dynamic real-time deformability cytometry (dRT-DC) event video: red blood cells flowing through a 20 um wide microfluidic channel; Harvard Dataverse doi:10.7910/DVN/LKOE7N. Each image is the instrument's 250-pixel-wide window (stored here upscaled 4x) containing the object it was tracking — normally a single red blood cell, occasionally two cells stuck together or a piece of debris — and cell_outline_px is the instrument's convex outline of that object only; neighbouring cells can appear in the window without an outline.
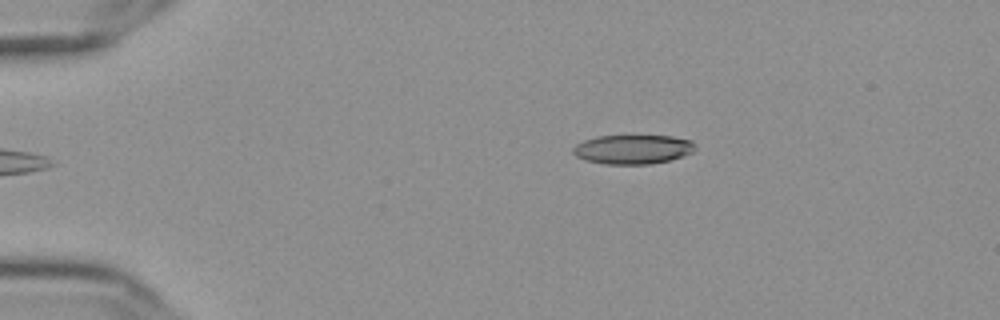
{"species": "Egyptian fruit bat (a non-hibernating species)", "species_latin": "Rousettus aegyptiacus", "temperature_condition": "cold", "stored_images_in_passage": 46, "camera_frame_rate_fps": 3000, "um_per_image_px": 0.085, "frame": {"image": 1, "passage_image": 1, "time_ms": 0.0, "image_size_px": [1000, 320], "cell_outline_px": [[696, 148], [692, 152], [668, 160], [648, 164], [604, 164], [584, 160], [576, 156], [572, 152], [572, 148], [576, 144], [584, 140], [596, 136], [672, 136], [692, 140], [696, 144]], "centroid_in_image_um": [53.76, 12.69], "position_along_channel_um": 31.2, "area_um2": 20.81}}
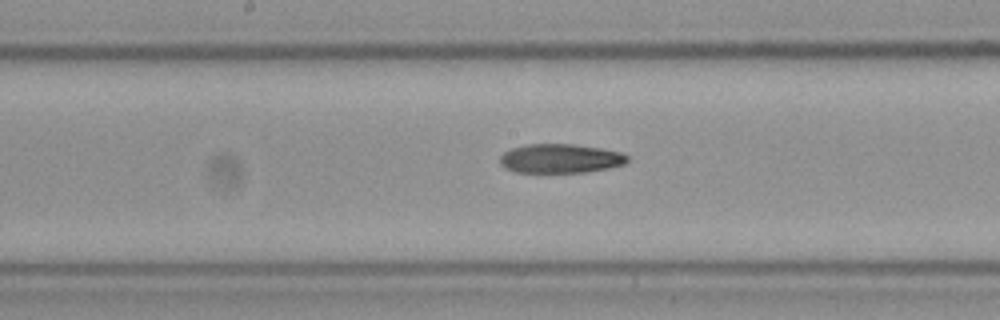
{"frame": {"image": 2, "passage_image": 20, "time_ms": 6.333, "image_size_px": [1000, 320], "cell_outline_px": [[628, 160], [624, 164], [608, 168], [584, 172], [516, 172], [504, 168], [500, 164], [500, 156], [504, 152], [512, 148], [524, 144], [572, 144], [600, 148], [620, 152], [628, 156]], "centroid_in_image_um": [47.6, 13.47], "position_along_channel_um": 200.6, "area_um2": 21.56}}
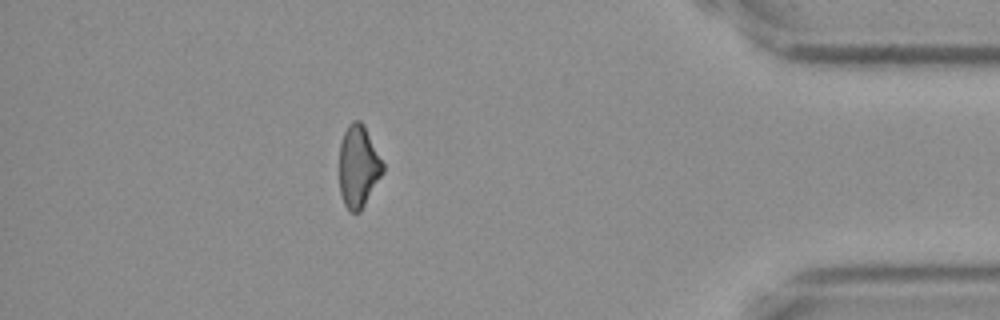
{"frame": {"image": 3, "passage_image": 40, "time_ms": 13.0, "image_size_px": [1000, 320], "cell_outline_px": [[384, 172], [360, 212], [352, 212], [344, 204], [340, 192], [340, 144], [344, 132], [348, 124], [352, 120], [360, 120], [364, 124], [384, 164]], "centroid_in_image_um": [30.47, 14.12], "position_along_channel_um": 404.7, "area_um2": 20.81}, "authors_computed_cell_mechanics": {"area_um2": 22.0507, "velocity_mm_per_s": 3.6447, "shape_relaxation_time_tau1_ms": 7.378, "shape_relaxation_time_tau2_ms": null, "deformation_change_tau1": 0.2018, "deformation_change_tau2": null}}